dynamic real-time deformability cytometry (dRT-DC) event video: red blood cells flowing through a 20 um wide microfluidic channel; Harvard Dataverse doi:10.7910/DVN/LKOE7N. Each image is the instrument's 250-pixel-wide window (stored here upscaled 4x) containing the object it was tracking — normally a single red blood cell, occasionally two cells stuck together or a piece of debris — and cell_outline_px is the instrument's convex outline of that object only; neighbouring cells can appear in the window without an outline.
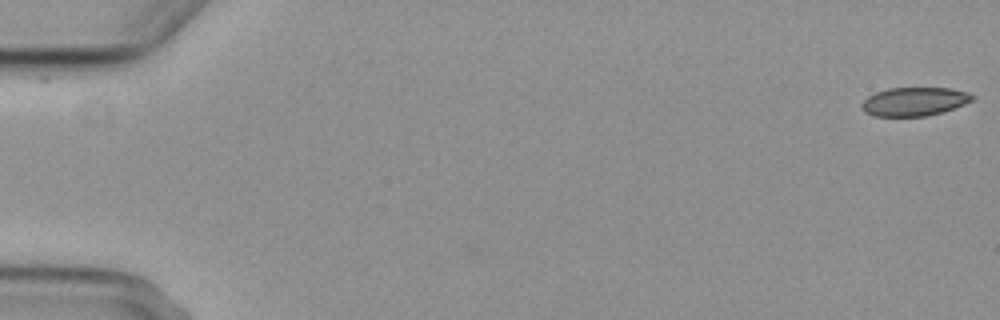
{"species": "common noctule bat (a hibernating species)", "species_latin": "Nyctalus noctula", "temperature_condition": "cold", "stored_images_in_passage": 5, "camera_frame_rate_fps": 3000, "um_per_image_px": 0.085, "animal": {"sex": "female", "body_mass_g": 29.2, "forearm_length_mm": 56.3}, "frame": {"image": 1, "passage_image": 1, "time_ms": 0.0, "image_size_px": [1000, 320], "cell_outline_px": [[976, 96], [972, 100], [964, 104], [944, 112], [928, 116], [872, 116], [864, 112], [860, 108], [860, 104], [868, 96], [876, 92], [888, 88], [952, 88], [968, 92]], "centroid_in_image_um": [77.71, 8.64], "position_along_channel_um": 7.3, "area_um2": 18.67}}
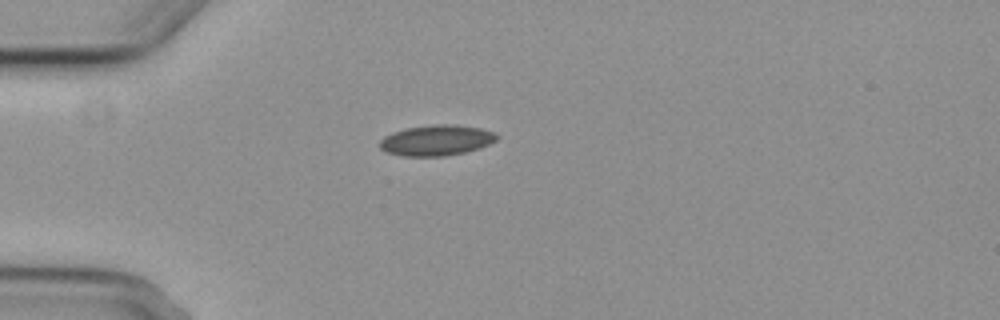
{"frame": {"image": 2, "passage_image": 5, "time_ms": 5.0, "image_size_px": [1000, 320], "cell_outline_px": [[500, 136], [496, 140], [480, 148], [464, 152], [444, 156], [404, 156], [384, 152], [380, 148], [380, 140], [384, 136], [392, 132], [404, 128], [432, 124], [452, 124], [480, 128], [496, 132]], "centroid_in_image_um": [37.09, 11.92], "position_along_channel_um": 47.9, "area_um2": 21.1}}